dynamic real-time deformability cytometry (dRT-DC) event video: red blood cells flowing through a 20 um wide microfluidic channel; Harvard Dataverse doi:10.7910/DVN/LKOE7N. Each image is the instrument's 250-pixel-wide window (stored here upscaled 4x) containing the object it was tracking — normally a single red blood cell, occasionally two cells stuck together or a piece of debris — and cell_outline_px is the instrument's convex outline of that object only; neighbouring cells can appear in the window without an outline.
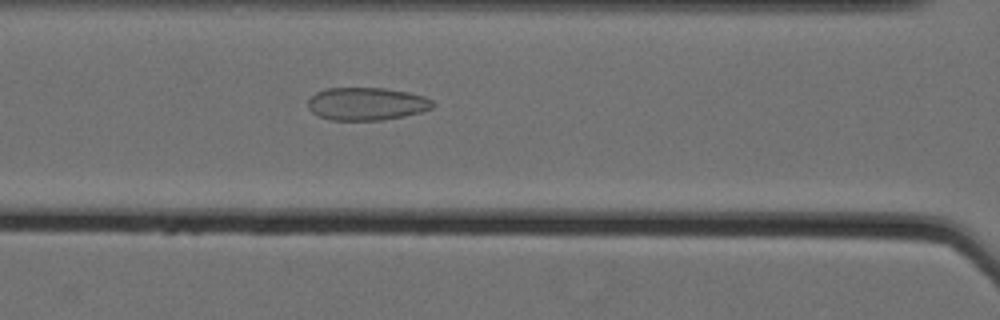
{"species": "Egyptian fruit bat (a non-hibernating species)", "species_latin": "Rousettus aegyptiacus", "temperature_condition": "cold", "stored_images_in_passage": 17, "camera_frame_rate_fps": 3000, "um_per_image_px": 0.085, "animal": {"sex": "female"}, "frame": {"image": 1, "passage_image": 7, "time_ms": 2.0, "image_size_px": [1000, 320], "cell_outline_px": [[436, 104], [432, 108], [420, 112], [404, 116], [384, 120], [328, 120], [312, 112], [308, 108], [308, 100], [316, 92], [328, 88], [384, 88], [408, 92], [424, 96], [432, 100]], "centroid_in_image_um": [31.17, 8.83], "position_along_channel_um": 135.4, "area_um2": 23.93}}
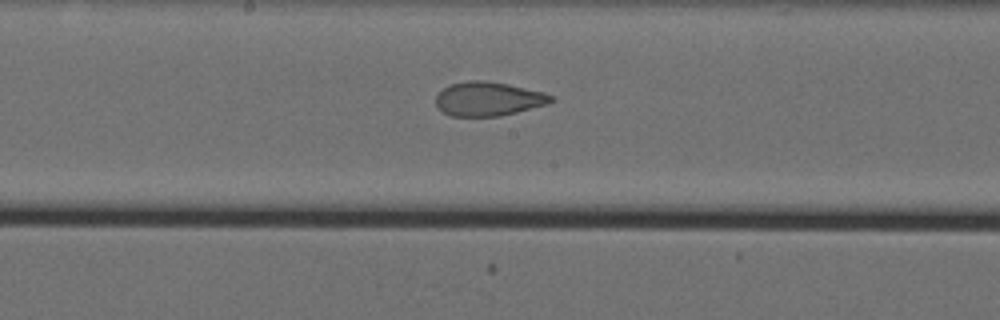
{"frame": {"image": 2, "passage_image": 13, "time_ms": 4.0, "image_size_px": [1000, 320], "cell_outline_px": [[556, 100], [548, 104], [500, 116], [452, 116], [444, 112], [436, 104], [436, 96], [444, 88], [452, 84], [468, 80], [484, 80], [508, 84], [544, 92], [552, 96]], "centroid_in_image_um": [41.54, 8.4], "position_along_channel_um": 206.7, "area_um2": 22.72}}
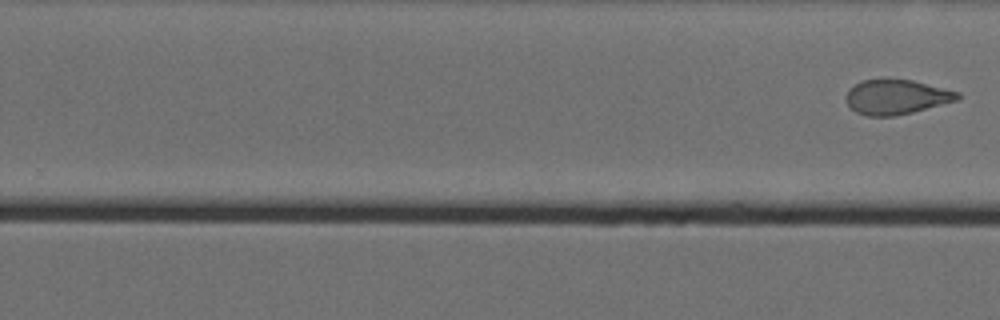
{"frame": {"image": 3, "passage_image": 17, "time_ms": 5.333, "image_size_px": [1000, 320], "cell_outline_px": [[960, 96], [956, 100], [912, 112], [892, 116], [868, 116], [856, 112], [848, 104], [844, 96], [848, 88], [864, 80], [912, 80], [960, 92]], "centroid_in_image_um": [76.15, 8.24], "position_along_channel_um": 253.6, "area_um2": 22.2}}